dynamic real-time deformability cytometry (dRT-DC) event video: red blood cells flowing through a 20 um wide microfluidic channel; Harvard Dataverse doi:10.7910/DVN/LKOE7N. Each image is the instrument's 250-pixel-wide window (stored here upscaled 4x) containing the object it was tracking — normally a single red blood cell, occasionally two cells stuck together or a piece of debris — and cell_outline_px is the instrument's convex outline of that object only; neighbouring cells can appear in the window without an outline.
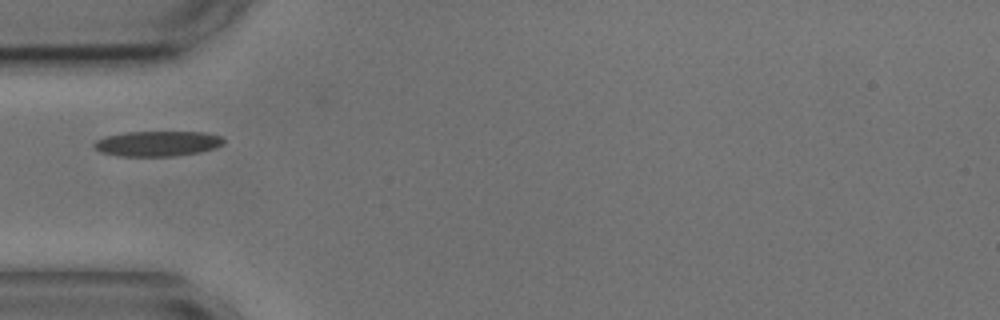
{"species": "common noctule bat (a hibernating species)", "species_latin": "Nyctalus noctula", "temperature_condition": "cold", "stored_images_in_passage": 25, "camera_frame_rate_fps": 3000, "um_per_image_px": 0.085, "animal": {"sex": "male", "body_mass_g": 17.9, "forearm_length_mm": 54.2}, "frame": {"image": 1, "passage_image": 1, "time_ms": 0.0, "image_size_px": [1000, 320], "cell_outline_px": [[224, 144], [216, 148], [200, 152], [172, 156], [120, 156], [100, 152], [92, 148], [92, 144], [96, 140], [104, 136], [124, 132], [208, 132], [220, 136], [224, 140]], "centroid_in_image_um": [13.36, 12.2], "position_along_channel_um": 71.6, "area_um2": 19.31}}
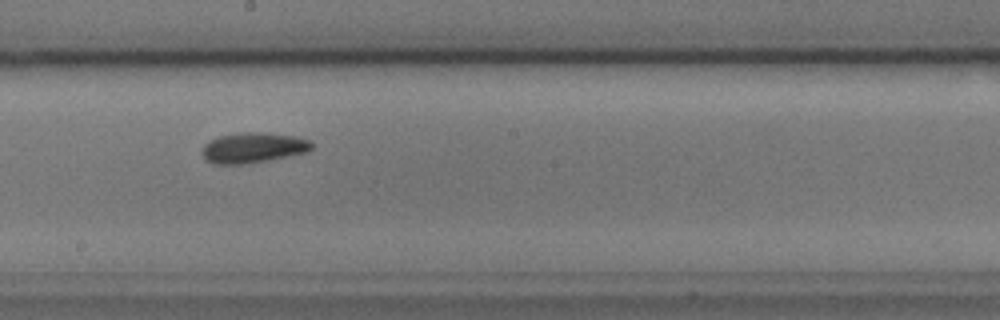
{"frame": {"image": 2, "passage_image": 14, "time_ms": 4.333, "image_size_px": [1000, 320], "cell_outline_px": [[312, 148], [308, 152], [248, 164], [212, 164], [204, 160], [200, 152], [204, 144], [208, 140], [220, 136], [236, 132], [260, 132], [296, 136], [308, 140], [312, 144]], "centroid_in_image_um": [21.45, 12.56], "position_along_channel_um": 226.8, "area_um2": 19.71}}